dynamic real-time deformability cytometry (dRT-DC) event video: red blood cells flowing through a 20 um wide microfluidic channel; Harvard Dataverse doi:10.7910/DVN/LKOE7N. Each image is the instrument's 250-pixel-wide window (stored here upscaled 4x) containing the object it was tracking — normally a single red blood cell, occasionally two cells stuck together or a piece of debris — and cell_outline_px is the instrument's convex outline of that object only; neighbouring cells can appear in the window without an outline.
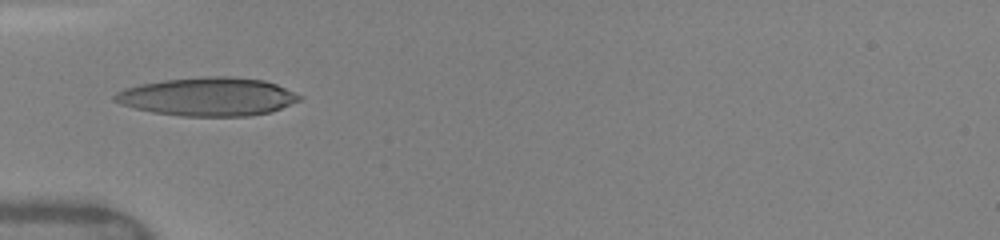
{"species": "human", "species_latin": "Homo sapiens", "temperature_condition": "warm", "stored_images_in_passage": 10, "camera_frame_rate_fps": 3000, "um_per_image_px": 0.085, "donor": {"sex": "female"}, "frame": {"image": 1, "passage_image": 9, "time_ms": 5.0, "image_size_px": [1000, 240], "cell_outline_px": [[304, 96], [300, 100], [272, 112], [248, 116], [180, 116], [152, 112], [120, 104], [112, 100], [112, 96], [116, 92], [124, 88], [140, 84], [164, 80], [208, 76], [224, 76], [264, 80], [276, 84]], "centroid_in_image_um": [17.66, 8.22], "position_along_channel_um": 67.3, "area_um2": 41.44}}